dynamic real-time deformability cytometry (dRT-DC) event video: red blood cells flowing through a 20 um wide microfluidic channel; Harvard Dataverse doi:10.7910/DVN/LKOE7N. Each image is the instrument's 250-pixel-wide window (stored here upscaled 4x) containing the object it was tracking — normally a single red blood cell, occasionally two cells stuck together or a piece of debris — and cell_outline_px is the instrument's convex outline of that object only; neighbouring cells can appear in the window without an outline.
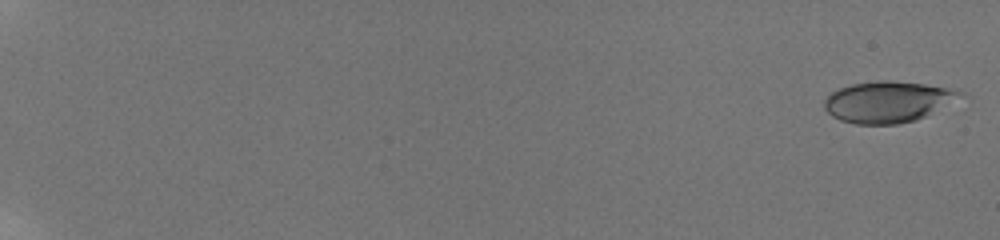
{"species": "human", "species_latin": "Homo sapiens", "temperature_condition": "room temperature", "stored_images_in_passage": 13, "camera_frame_rate_fps": 3000, "um_per_image_px": 0.085, "donor": {"sex": "male"}, "frame": {"image": 1, "passage_image": 1, "time_ms": 0.0, "image_size_px": [1000, 240], "cell_outline_px": [[972, 100], [916, 120], [896, 124], [856, 124], [840, 120], [832, 116], [824, 108], [824, 100], [832, 92], [840, 88], [852, 84], [876, 80], [888, 80], [924, 84], [964, 92], [972, 96]], "centroid_in_image_um": [75.69, 8.66], "position_along_channel_um": 9.3, "area_um2": 33.81}}
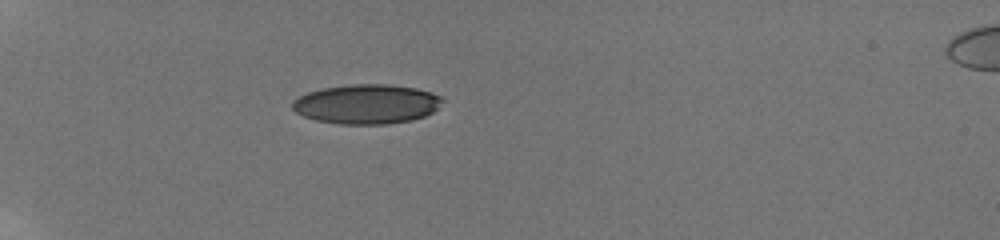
{"frame": {"image": 2, "passage_image": 10, "time_ms": 6.667, "image_size_px": [1000, 240], "cell_outline_px": [[444, 100], [432, 112], [424, 116], [412, 120], [384, 124], [340, 124], [316, 120], [304, 116], [296, 112], [292, 108], [292, 100], [308, 92], [320, 88], [352, 84], [388, 84], [416, 88], [432, 92], [440, 96]], "centroid_in_image_um": [31.15, 8.84], "position_along_channel_um": 53.9, "area_um2": 34.56}}